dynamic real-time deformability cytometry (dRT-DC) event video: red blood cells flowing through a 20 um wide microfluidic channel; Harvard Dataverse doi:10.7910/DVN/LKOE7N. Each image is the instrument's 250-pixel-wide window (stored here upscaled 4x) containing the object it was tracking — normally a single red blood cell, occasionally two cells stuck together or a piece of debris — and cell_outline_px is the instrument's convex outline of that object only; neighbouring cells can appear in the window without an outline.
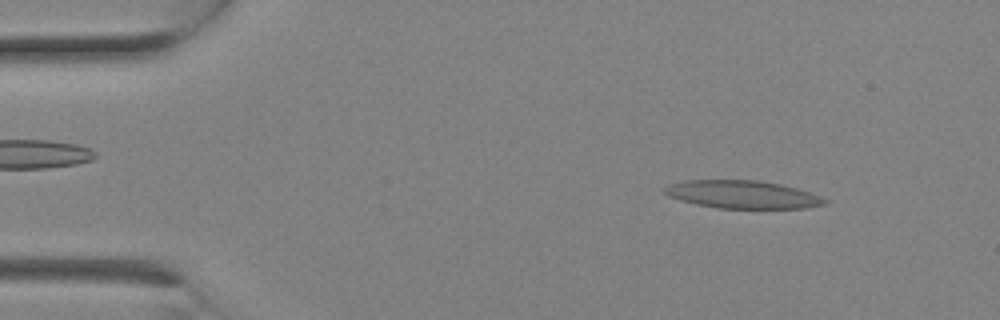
{"species": "Egyptian fruit bat (a non-hibernating species)", "species_latin": "Rousettus aegyptiacus", "temperature_condition": "room temperature", "stored_images_in_passage": 4, "camera_frame_rate_fps": 3000, "um_per_image_px": 0.085, "animal": {"sex": "female"}, "frame": {"image": 1, "passage_image": 4, "time_ms": 1.0, "image_size_px": [1000, 320], "cell_outline_px": [[828, 204], [804, 208], [716, 208], [696, 204], [680, 200], [668, 196], [664, 192], [664, 188], [668, 184], [684, 180], [756, 180], [780, 184], [796, 188], [820, 196], [828, 200]], "centroid_in_image_um": [63.09, 16.53], "position_along_channel_um": 21.9, "area_um2": 26.01}}